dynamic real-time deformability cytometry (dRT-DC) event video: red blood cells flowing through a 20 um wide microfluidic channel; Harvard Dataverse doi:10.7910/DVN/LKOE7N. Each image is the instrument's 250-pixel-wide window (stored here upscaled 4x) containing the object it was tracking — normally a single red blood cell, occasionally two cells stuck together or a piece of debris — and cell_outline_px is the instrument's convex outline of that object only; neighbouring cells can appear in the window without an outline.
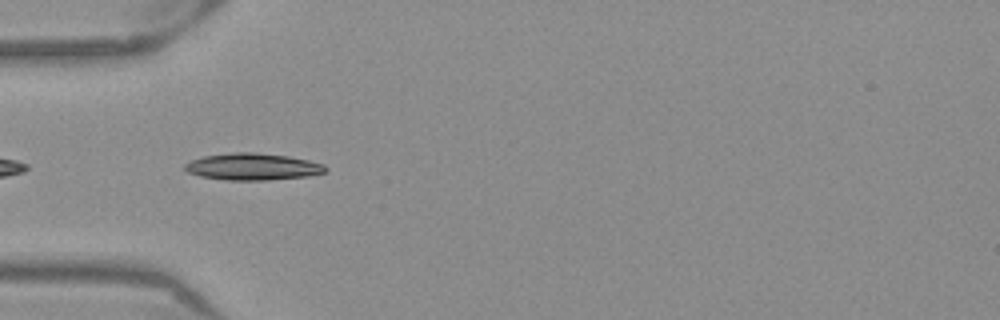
{"species": "Egyptian fruit bat (a non-hibernating species)", "species_latin": "Rousettus aegyptiacus", "temperature_condition": "warm", "stored_images_in_passage": 24, "camera_frame_rate_fps": 3000, "um_per_image_px": 0.085, "frame": {"image": 1, "passage_image": 2, "time_ms": 0.333, "image_size_px": [1000, 320], "cell_outline_px": [[328, 168], [324, 172], [308, 176], [268, 180], [224, 180], [200, 176], [188, 172], [184, 168], [184, 164], [192, 160], [204, 156], [232, 152], [256, 152], [288, 156], [308, 160], [324, 164]], "centroid_in_image_um": [21.48, 14.17], "position_along_channel_um": 63.5, "area_um2": 22.02}}
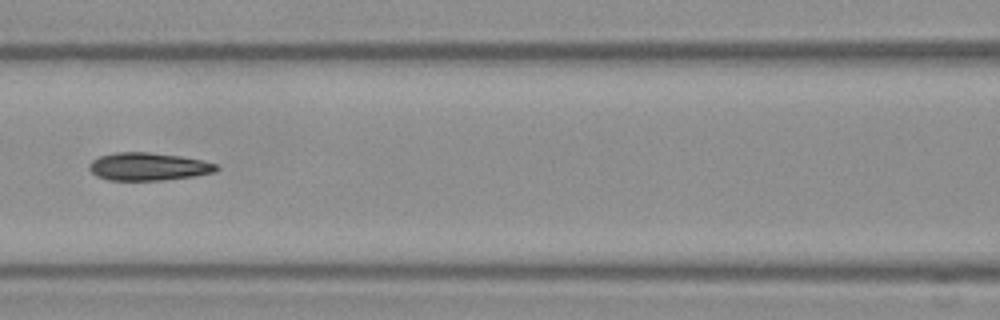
{"frame": {"image": 2, "passage_image": 9, "time_ms": 2.667, "image_size_px": [1000, 320], "cell_outline_px": [[220, 168], [216, 172], [196, 176], [164, 180], [108, 180], [96, 176], [88, 168], [88, 164], [92, 160], [100, 156], [116, 152], [148, 152], [180, 156], [200, 160], [216, 164]], "centroid_in_image_um": [12.6, 14.16], "position_along_channel_um": 154.0, "area_um2": 20.69}}
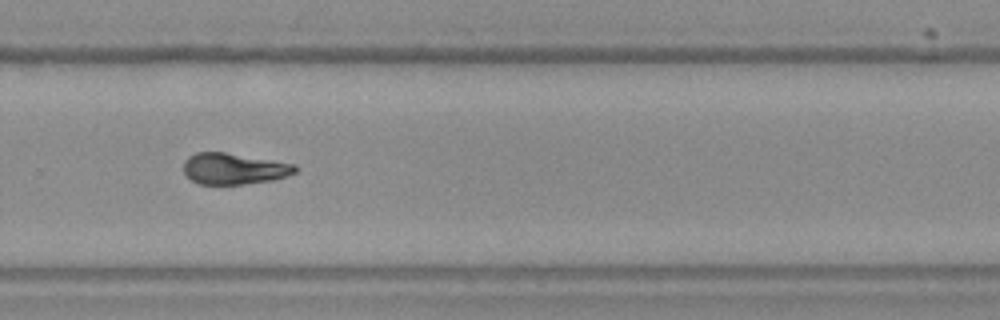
{"frame": {"image": 3, "passage_image": 21, "time_ms": 6.667, "image_size_px": [1000, 320], "cell_outline_px": [[296, 172], [288, 176], [272, 180], [244, 184], [200, 184], [192, 180], [184, 172], [184, 160], [188, 156], [196, 152], [224, 152], [296, 164]], "centroid_in_image_um": [19.88, 14.34], "position_along_channel_um": 309.9, "area_um2": 20.23}}